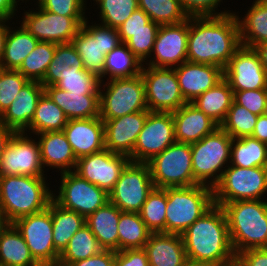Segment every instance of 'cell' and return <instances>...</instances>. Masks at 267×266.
I'll use <instances>...</instances> for the list:
<instances>
[{
  "label": "cell",
  "mask_w": 267,
  "mask_h": 266,
  "mask_svg": "<svg viewBox=\"0 0 267 266\" xmlns=\"http://www.w3.org/2000/svg\"><path fill=\"white\" fill-rule=\"evenodd\" d=\"M35 137L40 146L41 162L45 172L49 169H55V172L59 170L60 174L74 171L77 158L63 131L40 133Z\"/></svg>",
  "instance_id": "484cf974"
},
{
  "label": "cell",
  "mask_w": 267,
  "mask_h": 266,
  "mask_svg": "<svg viewBox=\"0 0 267 266\" xmlns=\"http://www.w3.org/2000/svg\"><path fill=\"white\" fill-rule=\"evenodd\" d=\"M149 111L127 114L104 122L105 149L126 156L133 152Z\"/></svg>",
  "instance_id": "44dd1931"
},
{
  "label": "cell",
  "mask_w": 267,
  "mask_h": 266,
  "mask_svg": "<svg viewBox=\"0 0 267 266\" xmlns=\"http://www.w3.org/2000/svg\"><path fill=\"white\" fill-rule=\"evenodd\" d=\"M129 162L128 156L104 149L77 159L74 172L109 193Z\"/></svg>",
  "instance_id": "d6986e66"
},
{
  "label": "cell",
  "mask_w": 267,
  "mask_h": 266,
  "mask_svg": "<svg viewBox=\"0 0 267 266\" xmlns=\"http://www.w3.org/2000/svg\"><path fill=\"white\" fill-rule=\"evenodd\" d=\"M88 0H37L42 9L62 16H87Z\"/></svg>",
  "instance_id": "f907efd6"
},
{
  "label": "cell",
  "mask_w": 267,
  "mask_h": 266,
  "mask_svg": "<svg viewBox=\"0 0 267 266\" xmlns=\"http://www.w3.org/2000/svg\"><path fill=\"white\" fill-rule=\"evenodd\" d=\"M160 25L149 21V30L118 31L121 43H125L131 52L144 64L152 54L156 35Z\"/></svg>",
  "instance_id": "bcb514c9"
},
{
  "label": "cell",
  "mask_w": 267,
  "mask_h": 266,
  "mask_svg": "<svg viewBox=\"0 0 267 266\" xmlns=\"http://www.w3.org/2000/svg\"><path fill=\"white\" fill-rule=\"evenodd\" d=\"M9 221L0 209V236L2 232L9 226Z\"/></svg>",
  "instance_id": "e7e4bbea"
},
{
  "label": "cell",
  "mask_w": 267,
  "mask_h": 266,
  "mask_svg": "<svg viewBox=\"0 0 267 266\" xmlns=\"http://www.w3.org/2000/svg\"><path fill=\"white\" fill-rule=\"evenodd\" d=\"M143 63L131 52L125 43H120L106 55L104 78H130L141 74Z\"/></svg>",
  "instance_id": "8d00e7d4"
},
{
  "label": "cell",
  "mask_w": 267,
  "mask_h": 266,
  "mask_svg": "<svg viewBox=\"0 0 267 266\" xmlns=\"http://www.w3.org/2000/svg\"><path fill=\"white\" fill-rule=\"evenodd\" d=\"M28 81L18 70L0 68V116Z\"/></svg>",
  "instance_id": "c3c4849f"
},
{
  "label": "cell",
  "mask_w": 267,
  "mask_h": 266,
  "mask_svg": "<svg viewBox=\"0 0 267 266\" xmlns=\"http://www.w3.org/2000/svg\"><path fill=\"white\" fill-rule=\"evenodd\" d=\"M230 165L242 168L267 167L266 144L252 136L232 139Z\"/></svg>",
  "instance_id": "d590c367"
},
{
  "label": "cell",
  "mask_w": 267,
  "mask_h": 266,
  "mask_svg": "<svg viewBox=\"0 0 267 266\" xmlns=\"http://www.w3.org/2000/svg\"><path fill=\"white\" fill-rule=\"evenodd\" d=\"M174 69L181 94L187 103H191L224 79V69L215 65L185 61Z\"/></svg>",
  "instance_id": "7402d4cb"
},
{
  "label": "cell",
  "mask_w": 267,
  "mask_h": 266,
  "mask_svg": "<svg viewBox=\"0 0 267 266\" xmlns=\"http://www.w3.org/2000/svg\"><path fill=\"white\" fill-rule=\"evenodd\" d=\"M224 79L233 91L267 88V73L258 53L242 45L224 68Z\"/></svg>",
  "instance_id": "ffe728a7"
},
{
  "label": "cell",
  "mask_w": 267,
  "mask_h": 266,
  "mask_svg": "<svg viewBox=\"0 0 267 266\" xmlns=\"http://www.w3.org/2000/svg\"><path fill=\"white\" fill-rule=\"evenodd\" d=\"M48 177L0 176V209L10 224L46 210L53 199ZM51 188V189H50Z\"/></svg>",
  "instance_id": "3957f363"
},
{
  "label": "cell",
  "mask_w": 267,
  "mask_h": 266,
  "mask_svg": "<svg viewBox=\"0 0 267 266\" xmlns=\"http://www.w3.org/2000/svg\"><path fill=\"white\" fill-rule=\"evenodd\" d=\"M0 265L40 266L32 257L21 233L13 224H9L0 236Z\"/></svg>",
  "instance_id": "d6a6232c"
},
{
  "label": "cell",
  "mask_w": 267,
  "mask_h": 266,
  "mask_svg": "<svg viewBox=\"0 0 267 266\" xmlns=\"http://www.w3.org/2000/svg\"><path fill=\"white\" fill-rule=\"evenodd\" d=\"M36 4V5H35ZM36 10L22 12L21 22L24 28L38 41L54 44L71 43L87 16H62L42 9L35 3Z\"/></svg>",
  "instance_id": "7c38bea8"
},
{
  "label": "cell",
  "mask_w": 267,
  "mask_h": 266,
  "mask_svg": "<svg viewBox=\"0 0 267 266\" xmlns=\"http://www.w3.org/2000/svg\"><path fill=\"white\" fill-rule=\"evenodd\" d=\"M251 4L247 12L244 11V16H239L242 11H235V14L239 24L241 45L254 48L260 43L267 42V1L253 0Z\"/></svg>",
  "instance_id": "f1b7e54d"
},
{
  "label": "cell",
  "mask_w": 267,
  "mask_h": 266,
  "mask_svg": "<svg viewBox=\"0 0 267 266\" xmlns=\"http://www.w3.org/2000/svg\"><path fill=\"white\" fill-rule=\"evenodd\" d=\"M221 3L223 0H180L182 9L188 17L222 16L233 13L224 7L220 10Z\"/></svg>",
  "instance_id": "681fc988"
},
{
  "label": "cell",
  "mask_w": 267,
  "mask_h": 266,
  "mask_svg": "<svg viewBox=\"0 0 267 266\" xmlns=\"http://www.w3.org/2000/svg\"><path fill=\"white\" fill-rule=\"evenodd\" d=\"M152 232L139 213L121 212L118 223V251L143 248Z\"/></svg>",
  "instance_id": "74e56055"
},
{
  "label": "cell",
  "mask_w": 267,
  "mask_h": 266,
  "mask_svg": "<svg viewBox=\"0 0 267 266\" xmlns=\"http://www.w3.org/2000/svg\"><path fill=\"white\" fill-rule=\"evenodd\" d=\"M15 21L8 28L4 54L0 61V68L5 70H18L39 42L20 22ZM15 23L20 25L16 26Z\"/></svg>",
  "instance_id": "4dcf8cb0"
},
{
  "label": "cell",
  "mask_w": 267,
  "mask_h": 266,
  "mask_svg": "<svg viewBox=\"0 0 267 266\" xmlns=\"http://www.w3.org/2000/svg\"><path fill=\"white\" fill-rule=\"evenodd\" d=\"M231 244L235 254L267 246V199L225 203Z\"/></svg>",
  "instance_id": "277c9868"
},
{
  "label": "cell",
  "mask_w": 267,
  "mask_h": 266,
  "mask_svg": "<svg viewBox=\"0 0 267 266\" xmlns=\"http://www.w3.org/2000/svg\"><path fill=\"white\" fill-rule=\"evenodd\" d=\"M44 92L57 104L69 119H89L100 116V94H76L45 86Z\"/></svg>",
  "instance_id": "83f0119b"
},
{
  "label": "cell",
  "mask_w": 267,
  "mask_h": 266,
  "mask_svg": "<svg viewBox=\"0 0 267 266\" xmlns=\"http://www.w3.org/2000/svg\"><path fill=\"white\" fill-rule=\"evenodd\" d=\"M143 249L149 266H181L187 258L180 234L152 233Z\"/></svg>",
  "instance_id": "4316f807"
},
{
  "label": "cell",
  "mask_w": 267,
  "mask_h": 266,
  "mask_svg": "<svg viewBox=\"0 0 267 266\" xmlns=\"http://www.w3.org/2000/svg\"><path fill=\"white\" fill-rule=\"evenodd\" d=\"M263 115L267 117V105H266V107H265V109H264V113H263Z\"/></svg>",
  "instance_id": "003e7915"
},
{
  "label": "cell",
  "mask_w": 267,
  "mask_h": 266,
  "mask_svg": "<svg viewBox=\"0 0 267 266\" xmlns=\"http://www.w3.org/2000/svg\"><path fill=\"white\" fill-rule=\"evenodd\" d=\"M104 250L98 243V240L85 224L70 239L68 246L60 254L59 266H68L70 263L84 260L99 254Z\"/></svg>",
  "instance_id": "f35d334b"
},
{
  "label": "cell",
  "mask_w": 267,
  "mask_h": 266,
  "mask_svg": "<svg viewBox=\"0 0 267 266\" xmlns=\"http://www.w3.org/2000/svg\"><path fill=\"white\" fill-rule=\"evenodd\" d=\"M230 266H239L236 262L231 264Z\"/></svg>",
  "instance_id": "a7ac6f4b"
},
{
  "label": "cell",
  "mask_w": 267,
  "mask_h": 266,
  "mask_svg": "<svg viewBox=\"0 0 267 266\" xmlns=\"http://www.w3.org/2000/svg\"><path fill=\"white\" fill-rule=\"evenodd\" d=\"M67 121L63 110L44 92L38 100L30 126L24 133L36 135L45 132L63 131Z\"/></svg>",
  "instance_id": "836d02e7"
},
{
  "label": "cell",
  "mask_w": 267,
  "mask_h": 266,
  "mask_svg": "<svg viewBox=\"0 0 267 266\" xmlns=\"http://www.w3.org/2000/svg\"><path fill=\"white\" fill-rule=\"evenodd\" d=\"M260 58V62L267 73V42L260 43L253 48Z\"/></svg>",
  "instance_id": "6125c7cd"
},
{
  "label": "cell",
  "mask_w": 267,
  "mask_h": 266,
  "mask_svg": "<svg viewBox=\"0 0 267 266\" xmlns=\"http://www.w3.org/2000/svg\"><path fill=\"white\" fill-rule=\"evenodd\" d=\"M140 111H149L141 74L101 82L99 117L102 120L115 119Z\"/></svg>",
  "instance_id": "52a82bcc"
},
{
  "label": "cell",
  "mask_w": 267,
  "mask_h": 266,
  "mask_svg": "<svg viewBox=\"0 0 267 266\" xmlns=\"http://www.w3.org/2000/svg\"><path fill=\"white\" fill-rule=\"evenodd\" d=\"M53 243L61 254L73 235L86 224V218L68 210L52 199Z\"/></svg>",
  "instance_id": "e575fe53"
},
{
  "label": "cell",
  "mask_w": 267,
  "mask_h": 266,
  "mask_svg": "<svg viewBox=\"0 0 267 266\" xmlns=\"http://www.w3.org/2000/svg\"><path fill=\"white\" fill-rule=\"evenodd\" d=\"M115 256L114 250H102L97 255L70 263L68 266H114Z\"/></svg>",
  "instance_id": "9f6ffc18"
},
{
  "label": "cell",
  "mask_w": 267,
  "mask_h": 266,
  "mask_svg": "<svg viewBox=\"0 0 267 266\" xmlns=\"http://www.w3.org/2000/svg\"><path fill=\"white\" fill-rule=\"evenodd\" d=\"M239 266H267V249H249L236 255Z\"/></svg>",
  "instance_id": "db71d44e"
},
{
  "label": "cell",
  "mask_w": 267,
  "mask_h": 266,
  "mask_svg": "<svg viewBox=\"0 0 267 266\" xmlns=\"http://www.w3.org/2000/svg\"><path fill=\"white\" fill-rule=\"evenodd\" d=\"M186 257L211 266L236 262L228 222L221 206L214 205L182 234Z\"/></svg>",
  "instance_id": "7a4b0ae2"
},
{
  "label": "cell",
  "mask_w": 267,
  "mask_h": 266,
  "mask_svg": "<svg viewBox=\"0 0 267 266\" xmlns=\"http://www.w3.org/2000/svg\"><path fill=\"white\" fill-rule=\"evenodd\" d=\"M87 19L72 39V44L83 61L84 69L104 81L106 55L121 43L120 36L117 28L97 21L94 23L93 18L92 22L89 17Z\"/></svg>",
  "instance_id": "9c48e42d"
},
{
  "label": "cell",
  "mask_w": 267,
  "mask_h": 266,
  "mask_svg": "<svg viewBox=\"0 0 267 266\" xmlns=\"http://www.w3.org/2000/svg\"><path fill=\"white\" fill-rule=\"evenodd\" d=\"M154 187L149 165L129 162L121 171L113 189L108 193L109 202L122 212L139 213Z\"/></svg>",
  "instance_id": "5bb4252c"
},
{
  "label": "cell",
  "mask_w": 267,
  "mask_h": 266,
  "mask_svg": "<svg viewBox=\"0 0 267 266\" xmlns=\"http://www.w3.org/2000/svg\"><path fill=\"white\" fill-rule=\"evenodd\" d=\"M46 174L35 136L32 138L30 134L15 132L0 159V176L47 177Z\"/></svg>",
  "instance_id": "2e32d148"
},
{
  "label": "cell",
  "mask_w": 267,
  "mask_h": 266,
  "mask_svg": "<svg viewBox=\"0 0 267 266\" xmlns=\"http://www.w3.org/2000/svg\"><path fill=\"white\" fill-rule=\"evenodd\" d=\"M18 1H19V2L22 1L21 3H24V2H25V4H26V2H29V1L31 2V1H33V0H18ZM36 1H37V0H34L33 2H36Z\"/></svg>",
  "instance_id": "03108f58"
},
{
  "label": "cell",
  "mask_w": 267,
  "mask_h": 266,
  "mask_svg": "<svg viewBox=\"0 0 267 266\" xmlns=\"http://www.w3.org/2000/svg\"><path fill=\"white\" fill-rule=\"evenodd\" d=\"M121 212L114 204L107 202L86 218V225L104 250L118 251V223Z\"/></svg>",
  "instance_id": "f546056e"
},
{
  "label": "cell",
  "mask_w": 267,
  "mask_h": 266,
  "mask_svg": "<svg viewBox=\"0 0 267 266\" xmlns=\"http://www.w3.org/2000/svg\"><path fill=\"white\" fill-rule=\"evenodd\" d=\"M154 186L157 188L188 187L194 180L191 144L175 142L147 162Z\"/></svg>",
  "instance_id": "30bf717a"
},
{
  "label": "cell",
  "mask_w": 267,
  "mask_h": 266,
  "mask_svg": "<svg viewBox=\"0 0 267 266\" xmlns=\"http://www.w3.org/2000/svg\"><path fill=\"white\" fill-rule=\"evenodd\" d=\"M138 5L151 21L159 25L178 24L189 18L180 0H138Z\"/></svg>",
  "instance_id": "b9f144b4"
},
{
  "label": "cell",
  "mask_w": 267,
  "mask_h": 266,
  "mask_svg": "<svg viewBox=\"0 0 267 266\" xmlns=\"http://www.w3.org/2000/svg\"><path fill=\"white\" fill-rule=\"evenodd\" d=\"M20 5L21 2H19L18 0H0V17L14 21L13 17L16 19V13H19V11L17 10L22 7Z\"/></svg>",
  "instance_id": "6f0895ef"
},
{
  "label": "cell",
  "mask_w": 267,
  "mask_h": 266,
  "mask_svg": "<svg viewBox=\"0 0 267 266\" xmlns=\"http://www.w3.org/2000/svg\"><path fill=\"white\" fill-rule=\"evenodd\" d=\"M71 66H83V61L72 42L56 44L53 59L40 83L44 87L56 85Z\"/></svg>",
  "instance_id": "ab89813d"
},
{
  "label": "cell",
  "mask_w": 267,
  "mask_h": 266,
  "mask_svg": "<svg viewBox=\"0 0 267 266\" xmlns=\"http://www.w3.org/2000/svg\"><path fill=\"white\" fill-rule=\"evenodd\" d=\"M12 224L21 233L40 266L58 264L60 253L53 243L52 200L46 210L19 218Z\"/></svg>",
  "instance_id": "4fadbf2b"
},
{
  "label": "cell",
  "mask_w": 267,
  "mask_h": 266,
  "mask_svg": "<svg viewBox=\"0 0 267 266\" xmlns=\"http://www.w3.org/2000/svg\"><path fill=\"white\" fill-rule=\"evenodd\" d=\"M188 34L189 18L178 24L160 25L152 54L143 65L175 68L187 61Z\"/></svg>",
  "instance_id": "ac0fdd59"
},
{
  "label": "cell",
  "mask_w": 267,
  "mask_h": 266,
  "mask_svg": "<svg viewBox=\"0 0 267 266\" xmlns=\"http://www.w3.org/2000/svg\"><path fill=\"white\" fill-rule=\"evenodd\" d=\"M241 46L235 12L189 17L187 61L225 68Z\"/></svg>",
  "instance_id": "6da1fadb"
},
{
  "label": "cell",
  "mask_w": 267,
  "mask_h": 266,
  "mask_svg": "<svg viewBox=\"0 0 267 266\" xmlns=\"http://www.w3.org/2000/svg\"><path fill=\"white\" fill-rule=\"evenodd\" d=\"M175 142L172 112L149 111L129 156L130 162L147 163Z\"/></svg>",
  "instance_id": "e0dca14e"
},
{
  "label": "cell",
  "mask_w": 267,
  "mask_h": 266,
  "mask_svg": "<svg viewBox=\"0 0 267 266\" xmlns=\"http://www.w3.org/2000/svg\"><path fill=\"white\" fill-rule=\"evenodd\" d=\"M92 1H94L92 3ZM90 0L91 6H97V20L99 24L118 28L132 13L139 8L138 0Z\"/></svg>",
  "instance_id": "7bdbcfd3"
},
{
  "label": "cell",
  "mask_w": 267,
  "mask_h": 266,
  "mask_svg": "<svg viewBox=\"0 0 267 266\" xmlns=\"http://www.w3.org/2000/svg\"><path fill=\"white\" fill-rule=\"evenodd\" d=\"M141 75L149 111L173 112L187 103L181 94L174 68L143 65Z\"/></svg>",
  "instance_id": "9a60e30c"
},
{
  "label": "cell",
  "mask_w": 267,
  "mask_h": 266,
  "mask_svg": "<svg viewBox=\"0 0 267 266\" xmlns=\"http://www.w3.org/2000/svg\"><path fill=\"white\" fill-rule=\"evenodd\" d=\"M267 193V167L242 168L228 165L213 187L214 204L239 200H264Z\"/></svg>",
  "instance_id": "ba28073f"
},
{
  "label": "cell",
  "mask_w": 267,
  "mask_h": 266,
  "mask_svg": "<svg viewBox=\"0 0 267 266\" xmlns=\"http://www.w3.org/2000/svg\"><path fill=\"white\" fill-rule=\"evenodd\" d=\"M101 82L99 77L86 71L84 66H71L55 86L81 95L100 94Z\"/></svg>",
  "instance_id": "f6af8a7d"
},
{
  "label": "cell",
  "mask_w": 267,
  "mask_h": 266,
  "mask_svg": "<svg viewBox=\"0 0 267 266\" xmlns=\"http://www.w3.org/2000/svg\"><path fill=\"white\" fill-rule=\"evenodd\" d=\"M181 266H211V265L207 264L205 262H200L198 260H193V259H190V258H186Z\"/></svg>",
  "instance_id": "be15d7a7"
},
{
  "label": "cell",
  "mask_w": 267,
  "mask_h": 266,
  "mask_svg": "<svg viewBox=\"0 0 267 266\" xmlns=\"http://www.w3.org/2000/svg\"><path fill=\"white\" fill-rule=\"evenodd\" d=\"M63 132L77 159L105 149L104 122L100 117L69 119Z\"/></svg>",
  "instance_id": "603a6c76"
},
{
  "label": "cell",
  "mask_w": 267,
  "mask_h": 266,
  "mask_svg": "<svg viewBox=\"0 0 267 266\" xmlns=\"http://www.w3.org/2000/svg\"><path fill=\"white\" fill-rule=\"evenodd\" d=\"M258 115L251 113L245 107L233 101L220 128L228 133L233 139L251 136Z\"/></svg>",
  "instance_id": "7dc6e473"
},
{
  "label": "cell",
  "mask_w": 267,
  "mask_h": 266,
  "mask_svg": "<svg viewBox=\"0 0 267 266\" xmlns=\"http://www.w3.org/2000/svg\"><path fill=\"white\" fill-rule=\"evenodd\" d=\"M258 139L260 142L267 144V117L259 115L257 123L255 124L254 131L251 135Z\"/></svg>",
  "instance_id": "680465c9"
},
{
  "label": "cell",
  "mask_w": 267,
  "mask_h": 266,
  "mask_svg": "<svg viewBox=\"0 0 267 266\" xmlns=\"http://www.w3.org/2000/svg\"><path fill=\"white\" fill-rule=\"evenodd\" d=\"M114 266H149L147 254L143 248L116 251Z\"/></svg>",
  "instance_id": "f5cc1de1"
},
{
  "label": "cell",
  "mask_w": 267,
  "mask_h": 266,
  "mask_svg": "<svg viewBox=\"0 0 267 266\" xmlns=\"http://www.w3.org/2000/svg\"><path fill=\"white\" fill-rule=\"evenodd\" d=\"M60 184L52 191L53 200L65 209L87 218L109 202V194L74 171L59 174ZM57 194V195H56Z\"/></svg>",
  "instance_id": "8fae6325"
},
{
  "label": "cell",
  "mask_w": 267,
  "mask_h": 266,
  "mask_svg": "<svg viewBox=\"0 0 267 266\" xmlns=\"http://www.w3.org/2000/svg\"><path fill=\"white\" fill-rule=\"evenodd\" d=\"M176 142L194 143L213 133L219 125L192 103L172 112Z\"/></svg>",
  "instance_id": "d4e9b609"
},
{
  "label": "cell",
  "mask_w": 267,
  "mask_h": 266,
  "mask_svg": "<svg viewBox=\"0 0 267 266\" xmlns=\"http://www.w3.org/2000/svg\"><path fill=\"white\" fill-rule=\"evenodd\" d=\"M55 50L56 44L39 41L32 52L24 59L18 71L29 81L41 82L53 59Z\"/></svg>",
  "instance_id": "ee69618b"
},
{
  "label": "cell",
  "mask_w": 267,
  "mask_h": 266,
  "mask_svg": "<svg viewBox=\"0 0 267 266\" xmlns=\"http://www.w3.org/2000/svg\"><path fill=\"white\" fill-rule=\"evenodd\" d=\"M15 133L14 130L5 127L1 122H0V159L2 155L4 154V150L6 146L8 145L11 137Z\"/></svg>",
  "instance_id": "91938a15"
},
{
  "label": "cell",
  "mask_w": 267,
  "mask_h": 266,
  "mask_svg": "<svg viewBox=\"0 0 267 266\" xmlns=\"http://www.w3.org/2000/svg\"><path fill=\"white\" fill-rule=\"evenodd\" d=\"M232 137L218 127L200 141L191 143L194 180L213 188L230 164Z\"/></svg>",
  "instance_id": "8992f818"
},
{
  "label": "cell",
  "mask_w": 267,
  "mask_h": 266,
  "mask_svg": "<svg viewBox=\"0 0 267 266\" xmlns=\"http://www.w3.org/2000/svg\"><path fill=\"white\" fill-rule=\"evenodd\" d=\"M234 101L251 113L263 115L267 105V88L256 90L233 91Z\"/></svg>",
  "instance_id": "816d5d0a"
},
{
  "label": "cell",
  "mask_w": 267,
  "mask_h": 266,
  "mask_svg": "<svg viewBox=\"0 0 267 266\" xmlns=\"http://www.w3.org/2000/svg\"><path fill=\"white\" fill-rule=\"evenodd\" d=\"M149 21V16L142 9L138 8L117 29L118 31L149 30Z\"/></svg>",
  "instance_id": "11a10c76"
},
{
  "label": "cell",
  "mask_w": 267,
  "mask_h": 266,
  "mask_svg": "<svg viewBox=\"0 0 267 266\" xmlns=\"http://www.w3.org/2000/svg\"><path fill=\"white\" fill-rule=\"evenodd\" d=\"M43 93L44 86L39 81H28L2 113L0 122L15 132H24L30 126L38 100Z\"/></svg>",
  "instance_id": "cb8c5ba5"
},
{
  "label": "cell",
  "mask_w": 267,
  "mask_h": 266,
  "mask_svg": "<svg viewBox=\"0 0 267 266\" xmlns=\"http://www.w3.org/2000/svg\"><path fill=\"white\" fill-rule=\"evenodd\" d=\"M10 20L0 17V61L2 60L4 54V47L7 37L8 28L10 26ZM8 23V24H7Z\"/></svg>",
  "instance_id": "94428289"
},
{
  "label": "cell",
  "mask_w": 267,
  "mask_h": 266,
  "mask_svg": "<svg viewBox=\"0 0 267 266\" xmlns=\"http://www.w3.org/2000/svg\"><path fill=\"white\" fill-rule=\"evenodd\" d=\"M166 188L154 187L142 205L139 215L152 233H165Z\"/></svg>",
  "instance_id": "60d3db41"
},
{
  "label": "cell",
  "mask_w": 267,
  "mask_h": 266,
  "mask_svg": "<svg viewBox=\"0 0 267 266\" xmlns=\"http://www.w3.org/2000/svg\"><path fill=\"white\" fill-rule=\"evenodd\" d=\"M233 101L234 92L229 83L223 79L215 87L205 91L191 103L220 126Z\"/></svg>",
  "instance_id": "1f68e13d"
},
{
  "label": "cell",
  "mask_w": 267,
  "mask_h": 266,
  "mask_svg": "<svg viewBox=\"0 0 267 266\" xmlns=\"http://www.w3.org/2000/svg\"><path fill=\"white\" fill-rule=\"evenodd\" d=\"M165 233L182 234L214 204L213 188L196 184L166 188Z\"/></svg>",
  "instance_id": "5b68a950"
}]
</instances>
